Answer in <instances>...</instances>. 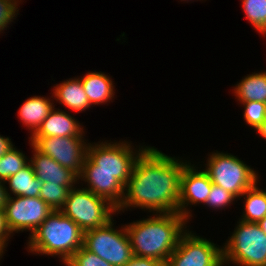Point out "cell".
Here are the masks:
<instances>
[{
	"label": "cell",
	"instance_id": "19",
	"mask_svg": "<svg viewBox=\"0 0 266 266\" xmlns=\"http://www.w3.org/2000/svg\"><path fill=\"white\" fill-rule=\"evenodd\" d=\"M6 182L14 196L39 197L42 183L36 176L35 171L28 161V164L10 176Z\"/></svg>",
	"mask_w": 266,
	"mask_h": 266
},
{
	"label": "cell",
	"instance_id": "31",
	"mask_svg": "<svg viewBox=\"0 0 266 266\" xmlns=\"http://www.w3.org/2000/svg\"><path fill=\"white\" fill-rule=\"evenodd\" d=\"M3 183L5 184L6 182L0 181V209L5 208L8 198L11 195L8 193L6 187H4Z\"/></svg>",
	"mask_w": 266,
	"mask_h": 266
},
{
	"label": "cell",
	"instance_id": "29",
	"mask_svg": "<svg viewBox=\"0 0 266 266\" xmlns=\"http://www.w3.org/2000/svg\"><path fill=\"white\" fill-rule=\"evenodd\" d=\"M125 266H165L162 262L148 257L133 255Z\"/></svg>",
	"mask_w": 266,
	"mask_h": 266
},
{
	"label": "cell",
	"instance_id": "17",
	"mask_svg": "<svg viewBox=\"0 0 266 266\" xmlns=\"http://www.w3.org/2000/svg\"><path fill=\"white\" fill-rule=\"evenodd\" d=\"M80 80L90 105L107 103L114 98L113 82L105 73L89 72Z\"/></svg>",
	"mask_w": 266,
	"mask_h": 266
},
{
	"label": "cell",
	"instance_id": "21",
	"mask_svg": "<svg viewBox=\"0 0 266 266\" xmlns=\"http://www.w3.org/2000/svg\"><path fill=\"white\" fill-rule=\"evenodd\" d=\"M255 183L247 189L242 196H245V212L240 220L245 222H259L266 216V191L260 190Z\"/></svg>",
	"mask_w": 266,
	"mask_h": 266
},
{
	"label": "cell",
	"instance_id": "23",
	"mask_svg": "<svg viewBox=\"0 0 266 266\" xmlns=\"http://www.w3.org/2000/svg\"><path fill=\"white\" fill-rule=\"evenodd\" d=\"M70 186H62L57 183L43 182L39 197L53 210H60L68 197Z\"/></svg>",
	"mask_w": 266,
	"mask_h": 266
},
{
	"label": "cell",
	"instance_id": "1",
	"mask_svg": "<svg viewBox=\"0 0 266 266\" xmlns=\"http://www.w3.org/2000/svg\"><path fill=\"white\" fill-rule=\"evenodd\" d=\"M186 163L147 147L136 160L117 212L133 206L156 213H178L180 177Z\"/></svg>",
	"mask_w": 266,
	"mask_h": 266
},
{
	"label": "cell",
	"instance_id": "2",
	"mask_svg": "<svg viewBox=\"0 0 266 266\" xmlns=\"http://www.w3.org/2000/svg\"><path fill=\"white\" fill-rule=\"evenodd\" d=\"M155 215L125 225L126 231L133 255L153 258L166 265L185 232L183 228L187 219L179 213Z\"/></svg>",
	"mask_w": 266,
	"mask_h": 266
},
{
	"label": "cell",
	"instance_id": "5",
	"mask_svg": "<svg viewBox=\"0 0 266 266\" xmlns=\"http://www.w3.org/2000/svg\"><path fill=\"white\" fill-rule=\"evenodd\" d=\"M131 147L126 141L102 142L99 145L90 143L82 171L119 172V182L126 187L137 158L147 148L142 146L136 153Z\"/></svg>",
	"mask_w": 266,
	"mask_h": 266
},
{
	"label": "cell",
	"instance_id": "8",
	"mask_svg": "<svg viewBox=\"0 0 266 266\" xmlns=\"http://www.w3.org/2000/svg\"><path fill=\"white\" fill-rule=\"evenodd\" d=\"M112 220L84 232L83 246L112 266H125L133 256L129 236L125 226L121 230L114 229Z\"/></svg>",
	"mask_w": 266,
	"mask_h": 266
},
{
	"label": "cell",
	"instance_id": "13",
	"mask_svg": "<svg viewBox=\"0 0 266 266\" xmlns=\"http://www.w3.org/2000/svg\"><path fill=\"white\" fill-rule=\"evenodd\" d=\"M80 178L88 183L86 189L105 198L116 208L122 203L125 187L119 182V172L82 171Z\"/></svg>",
	"mask_w": 266,
	"mask_h": 266
},
{
	"label": "cell",
	"instance_id": "4",
	"mask_svg": "<svg viewBox=\"0 0 266 266\" xmlns=\"http://www.w3.org/2000/svg\"><path fill=\"white\" fill-rule=\"evenodd\" d=\"M222 250L224 265L266 266V234L258 223L239 220Z\"/></svg>",
	"mask_w": 266,
	"mask_h": 266
},
{
	"label": "cell",
	"instance_id": "22",
	"mask_svg": "<svg viewBox=\"0 0 266 266\" xmlns=\"http://www.w3.org/2000/svg\"><path fill=\"white\" fill-rule=\"evenodd\" d=\"M242 6L253 27L266 35V0H242Z\"/></svg>",
	"mask_w": 266,
	"mask_h": 266
},
{
	"label": "cell",
	"instance_id": "15",
	"mask_svg": "<svg viewBox=\"0 0 266 266\" xmlns=\"http://www.w3.org/2000/svg\"><path fill=\"white\" fill-rule=\"evenodd\" d=\"M80 123L66 111L53 108L38 130L31 137H70L83 136Z\"/></svg>",
	"mask_w": 266,
	"mask_h": 266
},
{
	"label": "cell",
	"instance_id": "20",
	"mask_svg": "<svg viewBox=\"0 0 266 266\" xmlns=\"http://www.w3.org/2000/svg\"><path fill=\"white\" fill-rule=\"evenodd\" d=\"M234 91L240 102L259 101L266 103V71L245 76L237 84Z\"/></svg>",
	"mask_w": 266,
	"mask_h": 266
},
{
	"label": "cell",
	"instance_id": "25",
	"mask_svg": "<svg viewBox=\"0 0 266 266\" xmlns=\"http://www.w3.org/2000/svg\"><path fill=\"white\" fill-rule=\"evenodd\" d=\"M64 264L66 266H112L84 246L79 248Z\"/></svg>",
	"mask_w": 266,
	"mask_h": 266
},
{
	"label": "cell",
	"instance_id": "6",
	"mask_svg": "<svg viewBox=\"0 0 266 266\" xmlns=\"http://www.w3.org/2000/svg\"><path fill=\"white\" fill-rule=\"evenodd\" d=\"M60 211L86 232L106 225L113 219L112 214L117 212V208L85 187L71 188Z\"/></svg>",
	"mask_w": 266,
	"mask_h": 266
},
{
	"label": "cell",
	"instance_id": "27",
	"mask_svg": "<svg viewBox=\"0 0 266 266\" xmlns=\"http://www.w3.org/2000/svg\"><path fill=\"white\" fill-rule=\"evenodd\" d=\"M234 199H236V197L233 194L212 183L211 191L205 204L214 209L223 208L231 204Z\"/></svg>",
	"mask_w": 266,
	"mask_h": 266
},
{
	"label": "cell",
	"instance_id": "33",
	"mask_svg": "<svg viewBox=\"0 0 266 266\" xmlns=\"http://www.w3.org/2000/svg\"><path fill=\"white\" fill-rule=\"evenodd\" d=\"M256 131L266 139V119L259 125Z\"/></svg>",
	"mask_w": 266,
	"mask_h": 266
},
{
	"label": "cell",
	"instance_id": "12",
	"mask_svg": "<svg viewBox=\"0 0 266 266\" xmlns=\"http://www.w3.org/2000/svg\"><path fill=\"white\" fill-rule=\"evenodd\" d=\"M212 181L208 173L198 171L193 165L186 163L183 167L180 177V198L178 200V213L188 219L192 217L191 212L187 210L190 204L206 203L207 197L211 191Z\"/></svg>",
	"mask_w": 266,
	"mask_h": 266
},
{
	"label": "cell",
	"instance_id": "35",
	"mask_svg": "<svg viewBox=\"0 0 266 266\" xmlns=\"http://www.w3.org/2000/svg\"><path fill=\"white\" fill-rule=\"evenodd\" d=\"M4 250V248L0 245V257H2V254H3V251Z\"/></svg>",
	"mask_w": 266,
	"mask_h": 266
},
{
	"label": "cell",
	"instance_id": "16",
	"mask_svg": "<svg viewBox=\"0 0 266 266\" xmlns=\"http://www.w3.org/2000/svg\"><path fill=\"white\" fill-rule=\"evenodd\" d=\"M53 95L65 107L79 112L91 107L80 78L69 79L54 86Z\"/></svg>",
	"mask_w": 266,
	"mask_h": 266
},
{
	"label": "cell",
	"instance_id": "24",
	"mask_svg": "<svg viewBox=\"0 0 266 266\" xmlns=\"http://www.w3.org/2000/svg\"><path fill=\"white\" fill-rule=\"evenodd\" d=\"M25 155L12 147L0 157V181H5L27 165Z\"/></svg>",
	"mask_w": 266,
	"mask_h": 266
},
{
	"label": "cell",
	"instance_id": "26",
	"mask_svg": "<svg viewBox=\"0 0 266 266\" xmlns=\"http://www.w3.org/2000/svg\"><path fill=\"white\" fill-rule=\"evenodd\" d=\"M244 105V120L254 129L266 119V103L259 101L240 102Z\"/></svg>",
	"mask_w": 266,
	"mask_h": 266
},
{
	"label": "cell",
	"instance_id": "14",
	"mask_svg": "<svg viewBox=\"0 0 266 266\" xmlns=\"http://www.w3.org/2000/svg\"><path fill=\"white\" fill-rule=\"evenodd\" d=\"M31 146L34 154L29 162L35 171V176L41 182L57 183L74 188L73 186L79 180V177L73 171L61 166L50 156L39 152L32 144Z\"/></svg>",
	"mask_w": 266,
	"mask_h": 266
},
{
	"label": "cell",
	"instance_id": "28",
	"mask_svg": "<svg viewBox=\"0 0 266 266\" xmlns=\"http://www.w3.org/2000/svg\"><path fill=\"white\" fill-rule=\"evenodd\" d=\"M17 1L19 2V0H0V32L16 17Z\"/></svg>",
	"mask_w": 266,
	"mask_h": 266
},
{
	"label": "cell",
	"instance_id": "3",
	"mask_svg": "<svg viewBox=\"0 0 266 266\" xmlns=\"http://www.w3.org/2000/svg\"><path fill=\"white\" fill-rule=\"evenodd\" d=\"M29 238L30 252L58 255L65 263L83 246L84 232L71 218L54 210Z\"/></svg>",
	"mask_w": 266,
	"mask_h": 266
},
{
	"label": "cell",
	"instance_id": "11",
	"mask_svg": "<svg viewBox=\"0 0 266 266\" xmlns=\"http://www.w3.org/2000/svg\"><path fill=\"white\" fill-rule=\"evenodd\" d=\"M10 231H34L54 211L40 197L9 196L4 208Z\"/></svg>",
	"mask_w": 266,
	"mask_h": 266
},
{
	"label": "cell",
	"instance_id": "34",
	"mask_svg": "<svg viewBox=\"0 0 266 266\" xmlns=\"http://www.w3.org/2000/svg\"><path fill=\"white\" fill-rule=\"evenodd\" d=\"M260 226V228L264 231V233L266 234V216L261 219L259 222H257Z\"/></svg>",
	"mask_w": 266,
	"mask_h": 266
},
{
	"label": "cell",
	"instance_id": "9",
	"mask_svg": "<svg viewBox=\"0 0 266 266\" xmlns=\"http://www.w3.org/2000/svg\"><path fill=\"white\" fill-rule=\"evenodd\" d=\"M185 230L165 266H223V250Z\"/></svg>",
	"mask_w": 266,
	"mask_h": 266
},
{
	"label": "cell",
	"instance_id": "10",
	"mask_svg": "<svg viewBox=\"0 0 266 266\" xmlns=\"http://www.w3.org/2000/svg\"><path fill=\"white\" fill-rule=\"evenodd\" d=\"M82 138L83 136L31 137L30 141L39 152L50 156L79 177L89 145Z\"/></svg>",
	"mask_w": 266,
	"mask_h": 266
},
{
	"label": "cell",
	"instance_id": "18",
	"mask_svg": "<svg viewBox=\"0 0 266 266\" xmlns=\"http://www.w3.org/2000/svg\"><path fill=\"white\" fill-rule=\"evenodd\" d=\"M54 108L49 98L41 96H33L27 99L20 107L18 116L23 124H25L33 135L41 126L44 119Z\"/></svg>",
	"mask_w": 266,
	"mask_h": 266
},
{
	"label": "cell",
	"instance_id": "32",
	"mask_svg": "<svg viewBox=\"0 0 266 266\" xmlns=\"http://www.w3.org/2000/svg\"><path fill=\"white\" fill-rule=\"evenodd\" d=\"M13 147L11 139L0 135V157Z\"/></svg>",
	"mask_w": 266,
	"mask_h": 266
},
{
	"label": "cell",
	"instance_id": "7",
	"mask_svg": "<svg viewBox=\"0 0 266 266\" xmlns=\"http://www.w3.org/2000/svg\"><path fill=\"white\" fill-rule=\"evenodd\" d=\"M205 171L210 180L236 198L258 181L257 173L250 166L231 154L213 153L210 155Z\"/></svg>",
	"mask_w": 266,
	"mask_h": 266
},
{
	"label": "cell",
	"instance_id": "30",
	"mask_svg": "<svg viewBox=\"0 0 266 266\" xmlns=\"http://www.w3.org/2000/svg\"><path fill=\"white\" fill-rule=\"evenodd\" d=\"M11 233L7 225L5 210L0 209V245L3 248H5L6 241H8Z\"/></svg>",
	"mask_w": 266,
	"mask_h": 266
}]
</instances>
